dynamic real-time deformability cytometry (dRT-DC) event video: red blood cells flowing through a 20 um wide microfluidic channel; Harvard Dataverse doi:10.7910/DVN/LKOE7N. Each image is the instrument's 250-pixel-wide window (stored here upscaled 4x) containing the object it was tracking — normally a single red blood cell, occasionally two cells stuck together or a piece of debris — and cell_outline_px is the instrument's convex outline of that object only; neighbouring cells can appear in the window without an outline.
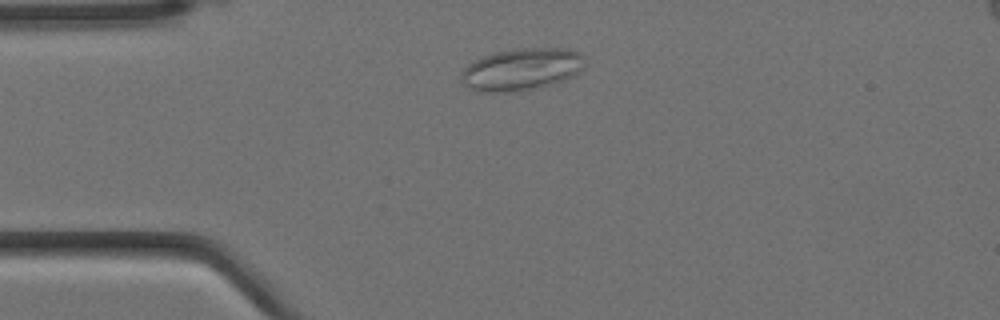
{"species": "Egyptian fruit bat (a non-hibernating species)", "species_latin": "Rousettus aegyptiacus", "temperature_condition": "cold", "stored_images_in_passage": 3, "camera_frame_rate_fps": 3000, "um_per_image_px": 0.085, "animal": {"sex": "female"}, "frame": {"image": 1, "passage_image": 2, "time_ms": 0.333, "image_size_px": [1000, 320], "cell_outline_px": [[584, 64], [576, 72], [564, 80], [540, 88], [512, 92], [476, 92], [464, 84], [460, 80], [460, 72], [468, 64], [484, 56], [496, 52], [520, 48], [564, 48], [580, 52], [584, 56]], "centroid_in_image_um": [44.3, 5.9], "position_along_channel_um": 40.7, "area_um2": 30.4}}